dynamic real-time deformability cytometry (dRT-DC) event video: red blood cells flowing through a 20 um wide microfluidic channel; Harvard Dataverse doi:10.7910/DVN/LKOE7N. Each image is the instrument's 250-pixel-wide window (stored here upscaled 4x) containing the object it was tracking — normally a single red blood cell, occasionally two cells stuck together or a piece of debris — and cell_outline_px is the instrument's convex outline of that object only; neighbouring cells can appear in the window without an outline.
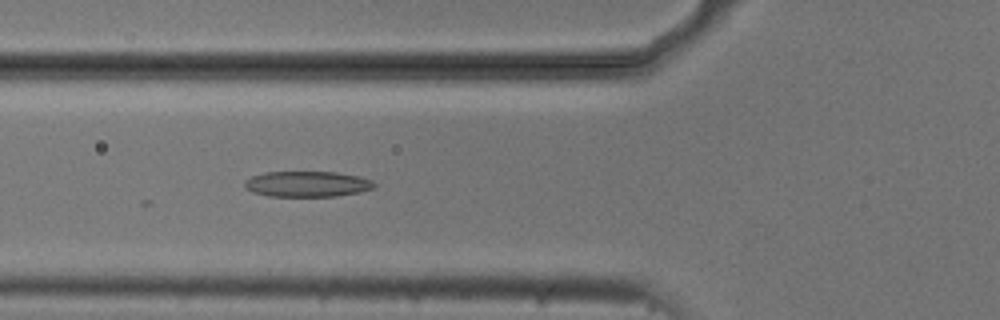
{"species": "common noctule bat (a hibernating species)", "species_latin": "Nyctalus noctula", "temperature_condition": "cold", "stored_images_in_passage": 40, "camera_frame_rate_fps": 3000, "um_per_image_px": 0.085, "animal": {"sex": "male", "body_mass_g": 20.5, "forearm_length_mm": 52.5}, "frame": {"image": 1, "passage_image": 5, "time_ms": 1.333, "image_size_px": [1000, 320], "cell_outline_px": [[376, 188], [360, 192], [336, 196], [268, 196], [252, 192], [244, 188], [244, 180], [252, 176], [268, 172], [336, 172], [360, 176], [372, 180], [376, 184]], "centroid_in_image_um": [26.13, 15.64], "position_along_channel_um": 99.7, "area_um2": 19.54}}
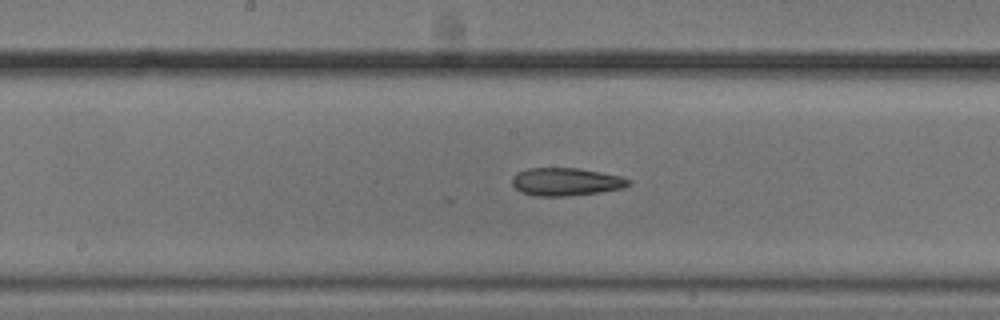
{"frame": {"image": 2, "passage_image": 13, "time_ms": 4.0, "image_size_px": [1000, 320], "cell_outline_px": [[632, 184], [624, 188], [596, 192], [564, 196], [536, 196], [520, 192], [512, 184], [512, 180], [516, 172], [528, 168], [580, 168], [620, 176], [632, 180]], "centroid_in_image_um": [48.11, 15.44], "position_along_channel_um": 200.1, "area_um2": 18.9}}
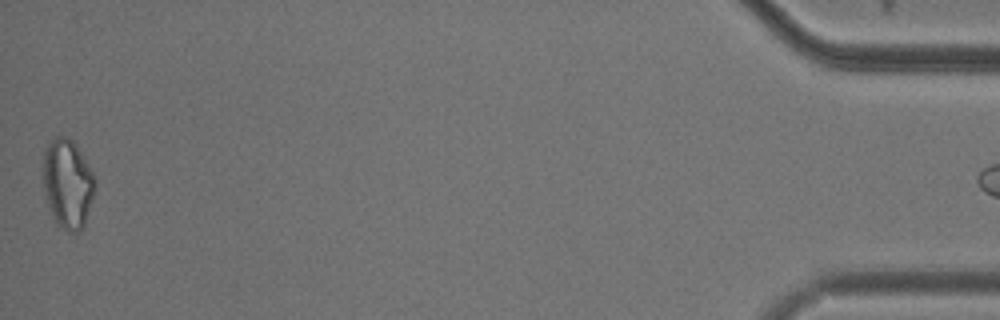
{"frame": {"image": 3, "passage_image": 39, "time_ms": 12.667, "image_size_px": [1000, 320], "cell_outline_px": [[92, 196], [84, 228], [80, 232], [68, 232], [56, 224], [44, 196], [44, 152], [48, 144], [56, 136], [64, 136], [72, 140], [76, 144], [92, 172]], "centroid_in_image_um": [5.72, 15.64], "position_along_channel_um": 429.5, "area_um2": 26.41}}